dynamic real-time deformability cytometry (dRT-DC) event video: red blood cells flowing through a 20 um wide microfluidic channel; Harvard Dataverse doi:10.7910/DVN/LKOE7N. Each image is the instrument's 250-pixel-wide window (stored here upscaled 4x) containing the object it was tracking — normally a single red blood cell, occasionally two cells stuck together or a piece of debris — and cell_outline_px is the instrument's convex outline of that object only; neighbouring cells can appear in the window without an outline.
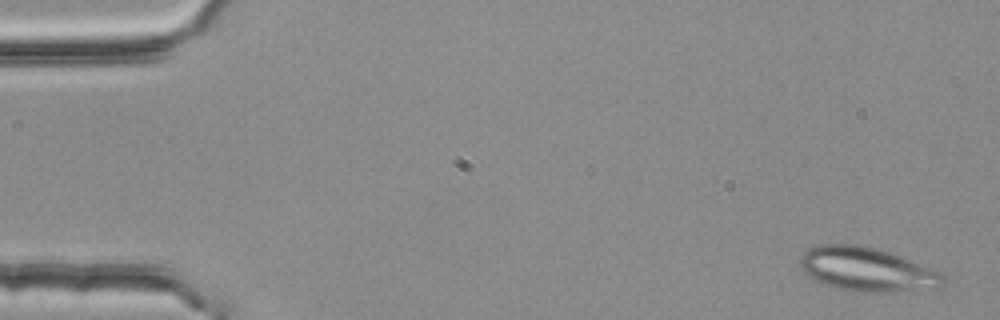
{"species": "common noctule bat (a hibernating species)", "species_latin": "Nyctalus noctula", "temperature_condition": "room temperature", "stored_images_in_passage": 4, "camera_frame_rate_fps": 3000, "um_per_image_px": 0.085, "animal": {"sex": "female", "body_mass_g": 25.1}, "frame": {"image": 1, "passage_image": 1, "time_ms": 0.0, "image_size_px": [1000, 320], "cell_outline_px": [[944, 280], [936, 288], [884, 292], [864, 292], [836, 288], [824, 284], [816, 280], [804, 272], [800, 264], [800, 260], [804, 252], [808, 248], [820, 244], [856, 244], [876, 248], [900, 256], [940, 272], [944, 276]], "centroid_in_image_um": [73.65, 22.89], "position_along_channel_um": 11.4, "area_um2": 36.13}}